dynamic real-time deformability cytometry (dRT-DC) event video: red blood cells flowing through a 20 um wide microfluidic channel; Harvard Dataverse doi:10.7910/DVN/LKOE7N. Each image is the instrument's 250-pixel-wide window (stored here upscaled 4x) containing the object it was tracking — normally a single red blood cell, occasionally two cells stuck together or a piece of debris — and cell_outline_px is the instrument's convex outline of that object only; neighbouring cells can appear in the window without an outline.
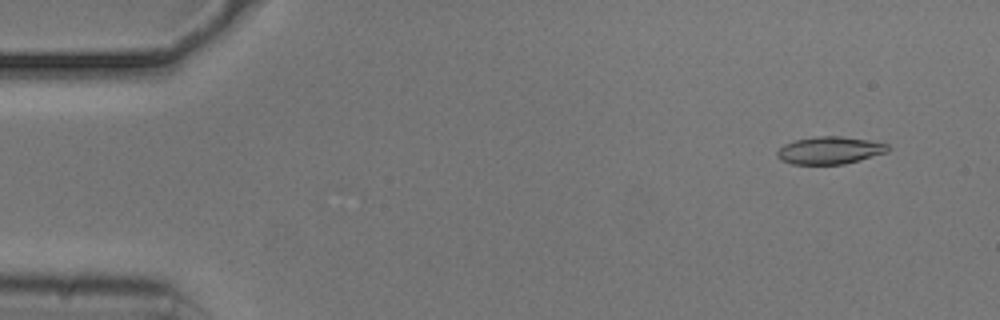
{"species": "common noctule bat (a hibernating species)", "species_latin": "Nyctalus noctula", "temperature_condition": "cold", "stored_images_in_passage": 54, "camera_frame_rate_fps": 3000, "um_per_image_px": 0.085, "animal": {"sex": "male", "body_mass_g": 20.5, "forearm_length_mm": 52.5}, "frame": {"image": 1, "passage_image": 4, "time_ms": 1.0, "image_size_px": [1000, 320], "cell_outline_px": [[892, 148], [888, 152], [860, 160], [844, 164], [792, 164], [780, 160], [776, 156], [776, 152], [784, 144], [796, 140], [820, 136], [840, 136], [868, 140], [888, 144]], "centroid_in_image_um": [70.55, 12.78], "position_along_channel_um": 14.5, "area_um2": 17.74}}
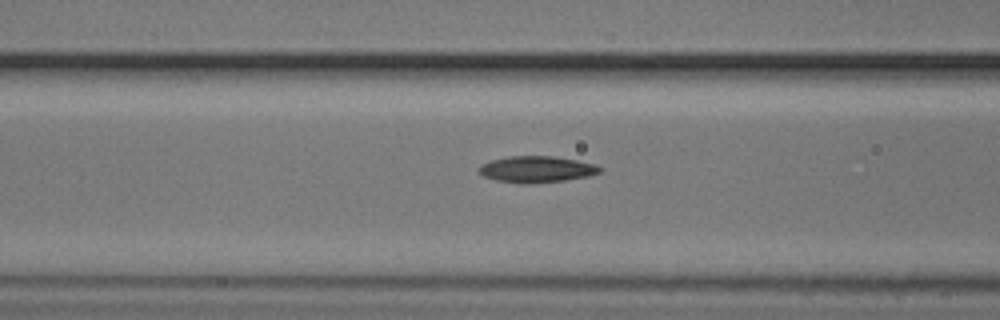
{"frame": {"image": 2, "passage_image": 21, "time_ms": 6.667, "image_size_px": [1000, 320], "cell_outline_px": [[600, 172], [588, 176], [564, 180], [532, 184], [520, 184], [496, 180], [484, 176], [476, 172], [476, 168], [480, 164], [492, 160], [508, 156], [556, 156], [596, 164], [600, 168]], "centroid_in_image_um": [45.54, 14.39], "position_along_channel_um": 121.1, "area_um2": 18.79}}
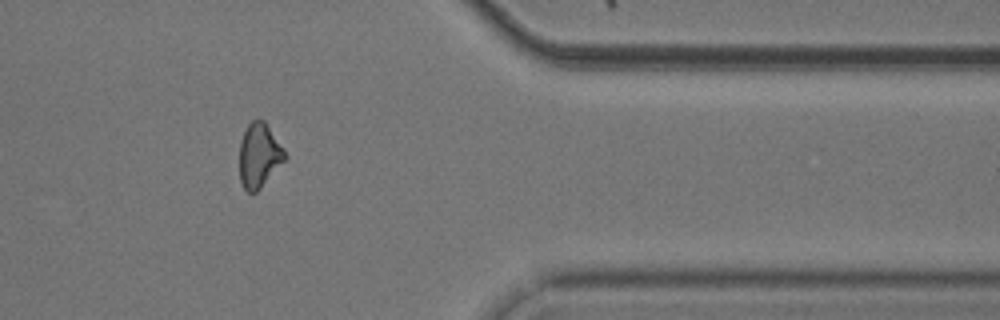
{"frame": {"image": 3, "passage_image": 44, "time_ms": 14.333, "image_size_px": [1000, 320], "cell_outline_px": [[288, 156], [260, 188], [256, 192], [248, 192], [244, 188], [240, 180], [240, 140], [248, 124], [252, 120], [264, 120], [284, 148]], "centroid_in_image_um": [22.03, 13.19], "position_along_channel_um": 389.4, "area_um2": 16.88}, "authors_computed_cell_mechanics": {"area_um2": 17.8602, "velocity_mm_per_s": 3.7424, "shape_relaxation_time_tau1_ms": null, "shape_relaxation_time_tau2_ms": 5.7911, "deformation_change_tau1": null, "deformation_change_tau2": 0.1313}}